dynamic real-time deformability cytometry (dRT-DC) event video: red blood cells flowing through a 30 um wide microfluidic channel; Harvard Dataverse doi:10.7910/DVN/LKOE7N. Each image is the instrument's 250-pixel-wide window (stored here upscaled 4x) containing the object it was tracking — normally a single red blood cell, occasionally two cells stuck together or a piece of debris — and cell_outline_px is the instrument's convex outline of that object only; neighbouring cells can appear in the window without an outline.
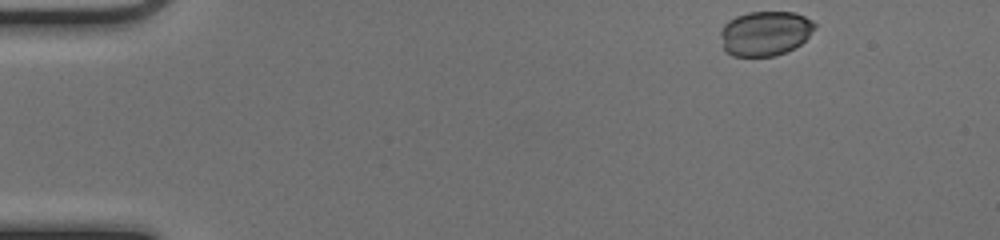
{"species": "common noctule bat (a hibernating species)", "species_latin": "Nyctalus noctula", "temperature_condition": "cold", "stored_images_in_passage": 46, "camera_frame_rate_fps": 3000, "um_per_image_px": 0.085, "animal": {"sex": "female", "body_mass_g": 17.0, "forearm_length_mm": 48.0}, "frame": {"image": 1, "passage_image": 1, "time_ms": 0.0, "image_size_px": [1000, 240], "cell_outline_px": [[816, 28], [800, 44], [784, 52], [772, 56], [732, 56], [724, 52], [720, 36], [720, 32], [724, 24], [728, 20], [736, 16], [748, 12], [796, 12], [812, 20], [816, 24]], "centroid_in_image_um": [65.0, 2.83], "position_along_channel_um": 20.0, "area_um2": 24.62}}
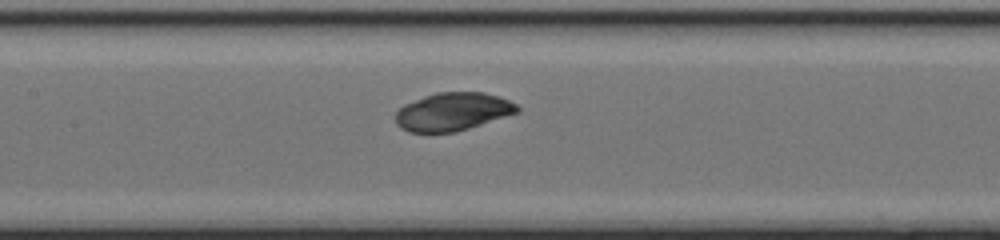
{"frame": {"image": 2, "passage_image": 20, "time_ms": 6.333, "image_size_px": [1000, 240], "cell_outline_px": [[520, 112], [456, 132], [408, 132], [400, 128], [396, 124], [396, 112], [404, 104], [424, 96], [436, 92], [484, 92], [508, 100], [516, 104], [520, 108]], "centroid_in_image_um": [38.48, 9.49], "position_along_channel_um": 168.9, "area_um2": 26.99}}
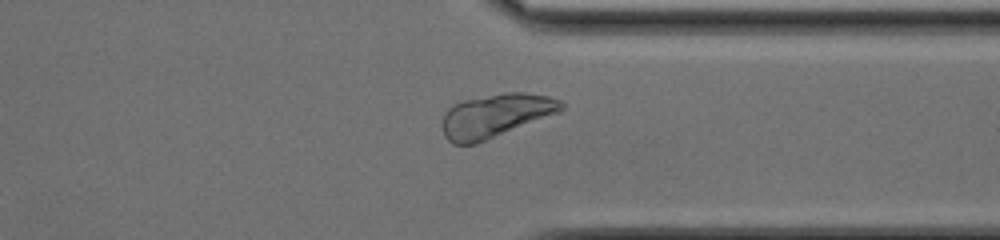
{"frame": {"image": 3, "passage_image": 35, "time_ms": 11.333, "image_size_px": [1000, 240], "cell_outline_px": [[564, 108], [560, 112], [476, 144], [452, 144], [444, 136], [440, 124], [444, 112], [452, 104], [464, 100], [504, 92], [524, 92], [548, 96], [560, 100], [564, 104]], "centroid_in_image_um": [42.09, 9.83], "position_along_channel_um": 369.3, "area_um2": 30.4}, "authors_computed_cell_mechanics": {"area_um2": 28.1486, "velocity_mm_per_s": 4.0362, "shape_relaxation_time_tau1_ms": 1.1358, "shape_relaxation_time_tau2_ms": null, "deformation_change_tau1": null, "deformation_change_tau2": null}}